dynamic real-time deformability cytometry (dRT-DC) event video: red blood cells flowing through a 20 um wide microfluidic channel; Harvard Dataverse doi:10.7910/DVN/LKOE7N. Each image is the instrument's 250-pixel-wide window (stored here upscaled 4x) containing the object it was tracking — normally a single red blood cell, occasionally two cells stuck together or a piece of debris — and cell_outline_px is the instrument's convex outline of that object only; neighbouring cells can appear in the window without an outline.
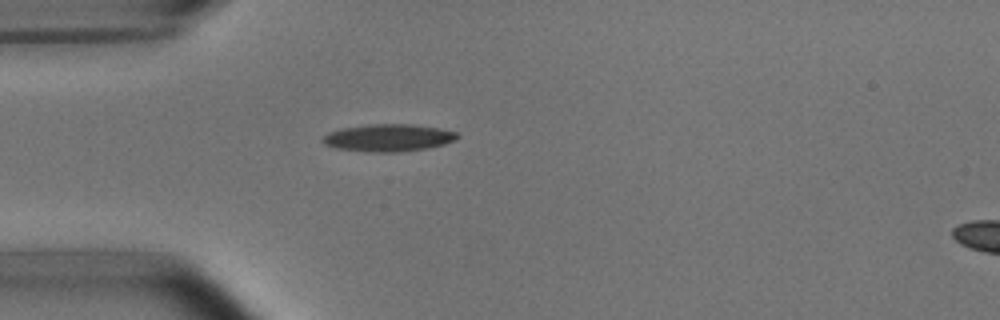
{"species": "common noctule bat (a hibernating species)", "species_latin": "Nyctalus noctula", "temperature_condition": "room temperature", "stored_images_in_passage": 3, "camera_frame_rate_fps": 3000, "um_per_image_px": 0.085, "animal": {"sex": "male", "body_mass_g": 15.6}, "frame": {"image": 1, "passage_image": 3, "time_ms": 2.667, "image_size_px": [1000, 320], "cell_outline_px": [[460, 136], [444, 144], [428, 148], [396, 152], [368, 152], [336, 148], [324, 144], [320, 140], [328, 132], [344, 128], [372, 124], [412, 124], [440, 128], [456, 132]], "centroid_in_image_um": [32.99, 11.71], "position_along_channel_um": 52.0, "area_um2": 21.33}}